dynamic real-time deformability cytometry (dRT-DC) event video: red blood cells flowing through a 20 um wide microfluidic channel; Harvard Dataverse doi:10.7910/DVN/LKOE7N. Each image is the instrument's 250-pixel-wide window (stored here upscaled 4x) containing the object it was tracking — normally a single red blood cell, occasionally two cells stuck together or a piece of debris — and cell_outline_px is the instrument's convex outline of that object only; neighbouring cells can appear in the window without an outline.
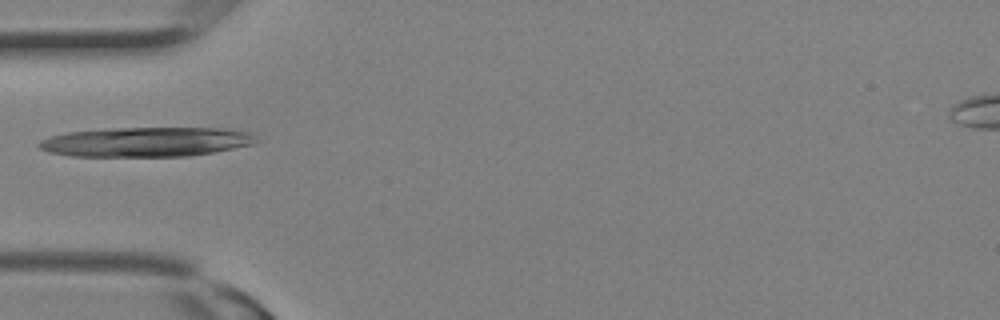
{"species": "Egyptian fruit bat (a non-hibernating species)", "species_latin": "Rousettus aegyptiacus", "temperature_condition": "room temperature", "stored_images_in_passage": 2, "camera_frame_rate_fps": 3000, "um_per_image_px": 0.085, "animal": {"sex": "female"}, "frame": {"image": 1, "passage_image": 1, "time_ms": 0.0, "image_size_px": [1000, 320], "cell_outline_px": [[256, 140], [252, 144], [212, 152], [188, 156], [72, 156], [48, 152], [40, 148], [36, 144], [40, 140], [52, 136], [68, 132], [108, 128], [228, 128], [256, 132]], "centroid_in_image_um": [12.44, 12.05], "position_along_channel_um": 72.6, "area_um2": 37.51}}